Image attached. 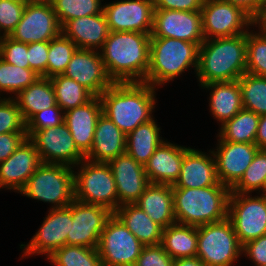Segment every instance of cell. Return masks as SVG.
Instances as JSON below:
<instances>
[{"label": "cell", "instance_id": "1", "mask_svg": "<svg viewBox=\"0 0 266 266\" xmlns=\"http://www.w3.org/2000/svg\"><path fill=\"white\" fill-rule=\"evenodd\" d=\"M150 38L141 32H109L99 51L113 82H144L149 68Z\"/></svg>", "mask_w": 266, "mask_h": 266}, {"label": "cell", "instance_id": "2", "mask_svg": "<svg viewBox=\"0 0 266 266\" xmlns=\"http://www.w3.org/2000/svg\"><path fill=\"white\" fill-rule=\"evenodd\" d=\"M155 90L145 82H114L99 96L103 114L127 135L153 119Z\"/></svg>", "mask_w": 266, "mask_h": 266}, {"label": "cell", "instance_id": "3", "mask_svg": "<svg viewBox=\"0 0 266 266\" xmlns=\"http://www.w3.org/2000/svg\"><path fill=\"white\" fill-rule=\"evenodd\" d=\"M246 52V33L204 40L196 72L200 85L238 80L246 73Z\"/></svg>", "mask_w": 266, "mask_h": 266}, {"label": "cell", "instance_id": "4", "mask_svg": "<svg viewBox=\"0 0 266 266\" xmlns=\"http://www.w3.org/2000/svg\"><path fill=\"white\" fill-rule=\"evenodd\" d=\"M177 223L194 227L223 221L228 215L231 189L224 185L172 188Z\"/></svg>", "mask_w": 266, "mask_h": 266}, {"label": "cell", "instance_id": "5", "mask_svg": "<svg viewBox=\"0 0 266 266\" xmlns=\"http://www.w3.org/2000/svg\"><path fill=\"white\" fill-rule=\"evenodd\" d=\"M199 45L174 38H150L149 68L145 83L157 87L173 81L189 67H198Z\"/></svg>", "mask_w": 266, "mask_h": 266}, {"label": "cell", "instance_id": "6", "mask_svg": "<svg viewBox=\"0 0 266 266\" xmlns=\"http://www.w3.org/2000/svg\"><path fill=\"white\" fill-rule=\"evenodd\" d=\"M18 193L51 203V209L66 207L74 200V168L42 163Z\"/></svg>", "mask_w": 266, "mask_h": 266}, {"label": "cell", "instance_id": "7", "mask_svg": "<svg viewBox=\"0 0 266 266\" xmlns=\"http://www.w3.org/2000/svg\"><path fill=\"white\" fill-rule=\"evenodd\" d=\"M76 166L78 171H74V199L103 206L114 213L119 203L116 183L108 163L84 159Z\"/></svg>", "mask_w": 266, "mask_h": 266}, {"label": "cell", "instance_id": "8", "mask_svg": "<svg viewBox=\"0 0 266 266\" xmlns=\"http://www.w3.org/2000/svg\"><path fill=\"white\" fill-rule=\"evenodd\" d=\"M197 234L196 256L206 266H232L242 255V245L228 218L198 226Z\"/></svg>", "mask_w": 266, "mask_h": 266}, {"label": "cell", "instance_id": "9", "mask_svg": "<svg viewBox=\"0 0 266 266\" xmlns=\"http://www.w3.org/2000/svg\"><path fill=\"white\" fill-rule=\"evenodd\" d=\"M144 246L113 213L100 235L97 250L102 266H134Z\"/></svg>", "mask_w": 266, "mask_h": 266}, {"label": "cell", "instance_id": "10", "mask_svg": "<svg viewBox=\"0 0 266 266\" xmlns=\"http://www.w3.org/2000/svg\"><path fill=\"white\" fill-rule=\"evenodd\" d=\"M230 193L227 218L241 245L266 234V194Z\"/></svg>", "mask_w": 266, "mask_h": 266}, {"label": "cell", "instance_id": "11", "mask_svg": "<svg viewBox=\"0 0 266 266\" xmlns=\"http://www.w3.org/2000/svg\"><path fill=\"white\" fill-rule=\"evenodd\" d=\"M201 17L204 40L245 34L253 26L247 13L223 0H204Z\"/></svg>", "mask_w": 266, "mask_h": 266}, {"label": "cell", "instance_id": "12", "mask_svg": "<svg viewBox=\"0 0 266 266\" xmlns=\"http://www.w3.org/2000/svg\"><path fill=\"white\" fill-rule=\"evenodd\" d=\"M40 160L45 164H63L76 167L85 156L75 146L72 134L65 122L52 128L26 130Z\"/></svg>", "mask_w": 266, "mask_h": 266}, {"label": "cell", "instance_id": "13", "mask_svg": "<svg viewBox=\"0 0 266 266\" xmlns=\"http://www.w3.org/2000/svg\"><path fill=\"white\" fill-rule=\"evenodd\" d=\"M72 224V203L66 207L50 209L40 229L28 244H21L23 257L46 255L49 257L55 250L67 245V236ZM23 246V247H22Z\"/></svg>", "mask_w": 266, "mask_h": 266}, {"label": "cell", "instance_id": "14", "mask_svg": "<svg viewBox=\"0 0 266 266\" xmlns=\"http://www.w3.org/2000/svg\"><path fill=\"white\" fill-rule=\"evenodd\" d=\"M153 0H120L103 5L110 32L130 31L151 35Z\"/></svg>", "mask_w": 266, "mask_h": 266}, {"label": "cell", "instance_id": "15", "mask_svg": "<svg viewBox=\"0 0 266 266\" xmlns=\"http://www.w3.org/2000/svg\"><path fill=\"white\" fill-rule=\"evenodd\" d=\"M113 212L94 204L78 200L72 202V224L67 245L97 248L100 235Z\"/></svg>", "mask_w": 266, "mask_h": 266}, {"label": "cell", "instance_id": "16", "mask_svg": "<svg viewBox=\"0 0 266 266\" xmlns=\"http://www.w3.org/2000/svg\"><path fill=\"white\" fill-rule=\"evenodd\" d=\"M151 37L180 39L200 46L204 41L201 11L155 9Z\"/></svg>", "mask_w": 266, "mask_h": 266}, {"label": "cell", "instance_id": "17", "mask_svg": "<svg viewBox=\"0 0 266 266\" xmlns=\"http://www.w3.org/2000/svg\"><path fill=\"white\" fill-rule=\"evenodd\" d=\"M61 34V25L52 4L26 5L10 37L22 43L49 42Z\"/></svg>", "mask_w": 266, "mask_h": 266}, {"label": "cell", "instance_id": "18", "mask_svg": "<svg viewBox=\"0 0 266 266\" xmlns=\"http://www.w3.org/2000/svg\"><path fill=\"white\" fill-rule=\"evenodd\" d=\"M63 75L84 86L94 96H100L114 83L107 74L100 51L94 49H77Z\"/></svg>", "mask_w": 266, "mask_h": 266}, {"label": "cell", "instance_id": "19", "mask_svg": "<svg viewBox=\"0 0 266 266\" xmlns=\"http://www.w3.org/2000/svg\"><path fill=\"white\" fill-rule=\"evenodd\" d=\"M258 150L252 143L228 142L219 138L216 151H212L219 182L231 189L242 178Z\"/></svg>", "mask_w": 266, "mask_h": 266}, {"label": "cell", "instance_id": "20", "mask_svg": "<svg viewBox=\"0 0 266 266\" xmlns=\"http://www.w3.org/2000/svg\"><path fill=\"white\" fill-rule=\"evenodd\" d=\"M116 183L119 207L134 204L150 184L144 166L126 152L108 162Z\"/></svg>", "mask_w": 266, "mask_h": 266}, {"label": "cell", "instance_id": "21", "mask_svg": "<svg viewBox=\"0 0 266 266\" xmlns=\"http://www.w3.org/2000/svg\"><path fill=\"white\" fill-rule=\"evenodd\" d=\"M41 164L35 145L27 137L8 159L0 162V189L19 192Z\"/></svg>", "mask_w": 266, "mask_h": 266}, {"label": "cell", "instance_id": "22", "mask_svg": "<svg viewBox=\"0 0 266 266\" xmlns=\"http://www.w3.org/2000/svg\"><path fill=\"white\" fill-rule=\"evenodd\" d=\"M103 113L99 96L64 112V122L72 134L75 146L86 156L92 147L97 121Z\"/></svg>", "mask_w": 266, "mask_h": 266}, {"label": "cell", "instance_id": "23", "mask_svg": "<svg viewBox=\"0 0 266 266\" xmlns=\"http://www.w3.org/2000/svg\"><path fill=\"white\" fill-rule=\"evenodd\" d=\"M209 152L207 155L195 148H189L184 154L179 178L172 188H203L219 185L216 160L211 149Z\"/></svg>", "mask_w": 266, "mask_h": 266}, {"label": "cell", "instance_id": "24", "mask_svg": "<svg viewBox=\"0 0 266 266\" xmlns=\"http://www.w3.org/2000/svg\"><path fill=\"white\" fill-rule=\"evenodd\" d=\"M189 148L167 140L160 144L144 166L149 182L174 185L180 175L184 154Z\"/></svg>", "mask_w": 266, "mask_h": 266}, {"label": "cell", "instance_id": "25", "mask_svg": "<svg viewBox=\"0 0 266 266\" xmlns=\"http://www.w3.org/2000/svg\"><path fill=\"white\" fill-rule=\"evenodd\" d=\"M109 32L103 11L97 15L69 20L61 27V33L72 40L78 49H101Z\"/></svg>", "mask_w": 266, "mask_h": 266}, {"label": "cell", "instance_id": "26", "mask_svg": "<svg viewBox=\"0 0 266 266\" xmlns=\"http://www.w3.org/2000/svg\"><path fill=\"white\" fill-rule=\"evenodd\" d=\"M126 152V135L103 113L94 133V140L86 160L108 163Z\"/></svg>", "mask_w": 266, "mask_h": 266}, {"label": "cell", "instance_id": "27", "mask_svg": "<svg viewBox=\"0 0 266 266\" xmlns=\"http://www.w3.org/2000/svg\"><path fill=\"white\" fill-rule=\"evenodd\" d=\"M135 204L163 229L177 223L172 185L150 183Z\"/></svg>", "mask_w": 266, "mask_h": 266}, {"label": "cell", "instance_id": "28", "mask_svg": "<svg viewBox=\"0 0 266 266\" xmlns=\"http://www.w3.org/2000/svg\"><path fill=\"white\" fill-rule=\"evenodd\" d=\"M204 89H211L209 97L210 112L221 123V126L232 119L243 109L241 90L238 80L211 82L201 85Z\"/></svg>", "mask_w": 266, "mask_h": 266}, {"label": "cell", "instance_id": "29", "mask_svg": "<svg viewBox=\"0 0 266 266\" xmlns=\"http://www.w3.org/2000/svg\"><path fill=\"white\" fill-rule=\"evenodd\" d=\"M114 214L143 245L149 246L161 244L163 228L156 224L135 203L120 206Z\"/></svg>", "mask_w": 266, "mask_h": 266}, {"label": "cell", "instance_id": "30", "mask_svg": "<svg viewBox=\"0 0 266 266\" xmlns=\"http://www.w3.org/2000/svg\"><path fill=\"white\" fill-rule=\"evenodd\" d=\"M25 123L36 113L56 106V97L50 78L39 77L13 98Z\"/></svg>", "mask_w": 266, "mask_h": 266}, {"label": "cell", "instance_id": "31", "mask_svg": "<svg viewBox=\"0 0 266 266\" xmlns=\"http://www.w3.org/2000/svg\"><path fill=\"white\" fill-rule=\"evenodd\" d=\"M160 130L154 118L140 124L126 135V153L145 166L156 148L165 141L160 136Z\"/></svg>", "mask_w": 266, "mask_h": 266}, {"label": "cell", "instance_id": "32", "mask_svg": "<svg viewBox=\"0 0 266 266\" xmlns=\"http://www.w3.org/2000/svg\"><path fill=\"white\" fill-rule=\"evenodd\" d=\"M197 227L175 223L163 229L161 245L175 260L197 255Z\"/></svg>", "mask_w": 266, "mask_h": 266}, {"label": "cell", "instance_id": "33", "mask_svg": "<svg viewBox=\"0 0 266 266\" xmlns=\"http://www.w3.org/2000/svg\"><path fill=\"white\" fill-rule=\"evenodd\" d=\"M259 119L258 114L243 108L221 126L218 138L228 142L255 144Z\"/></svg>", "mask_w": 266, "mask_h": 266}, {"label": "cell", "instance_id": "34", "mask_svg": "<svg viewBox=\"0 0 266 266\" xmlns=\"http://www.w3.org/2000/svg\"><path fill=\"white\" fill-rule=\"evenodd\" d=\"M57 105L66 112L90 101L94 95L84 86L63 74L50 78Z\"/></svg>", "mask_w": 266, "mask_h": 266}, {"label": "cell", "instance_id": "35", "mask_svg": "<svg viewBox=\"0 0 266 266\" xmlns=\"http://www.w3.org/2000/svg\"><path fill=\"white\" fill-rule=\"evenodd\" d=\"M243 108L259 116L266 114V77L244 73L238 79Z\"/></svg>", "mask_w": 266, "mask_h": 266}, {"label": "cell", "instance_id": "36", "mask_svg": "<svg viewBox=\"0 0 266 266\" xmlns=\"http://www.w3.org/2000/svg\"><path fill=\"white\" fill-rule=\"evenodd\" d=\"M54 266H102L97 248L64 245L47 257Z\"/></svg>", "mask_w": 266, "mask_h": 266}, {"label": "cell", "instance_id": "37", "mask_svg": "<svg viewBox=\"0 0 266 266\" xmlns=\"http://www.w3.org/2000/svg\"><path fill=\"white\" fill-rule=\"evenodd\" d=\"M254 191L266 194V149L258 150L250 166L231 188L230 193L250 194Z\"/></svg>", "mask_w": 266, "mask_h": 266}, {"label": "cell", "instance_id": "38", "mask_svg": "<svg viewBox=\"0 0 266 266\" xmlns=\"http://www.w3.org/2000/svg\"><path fill=\"white\" fill-rule=\"evenodd\" d=\"M39 77L33 70L14 66L0 57V93H12L16 96Z\"/></svg>", "mask_w": 266, "mask_h": 266}, {"label": "cell", "instance_id": "39", "mask_svg": "<svg viewBox=\"0 0 266 266\" xmlns=\"http://www.w3.org/2000/svg\"><path fill=\"white\" fill-rule=\"evenodd\" d=\"M259 30L246 33V73L266 77V31Z\"/></svg>", "mask_w": 266, "mask_h": 266}, {"label": "cell", "instance_id": "40", "mask_svg": "<svg viewBox=\"0 0 266 266\" xmlns=\"http://www.w3.org/2000/svg\"><path fill=\"white\" fill-rule=\"evenodd\" d=\"M77 49L75 43L62 33L49 41L47 78L63 74Z\"/></svg>", "mask_w": 266, "mask_h": 266}, {"label": "cell", "instance_id": "41", "mask_svg": "<svg viewBox=\"0 0 266 266\" xmlns=\"http://www.w3.org/2000/svg\"><path fill=\"white\" fill-rule=\"evenodd\" d=\"M101 4V0H52L61 27L69 20L101 13Z\"/></svg>", "mask_w": 266, "mask_h": 266}, {"label": "cell", "instance_id": "42", "mask_svg": "<svg viewBox=\"0 0 266 266\" xmlns=\"http://www.w3.org/2000/svg\"><path fill=\"white\" fill-rule=\"evenodd\" d=\"M13 97H0V134L26 133V123Z\"/></svg>", "mask_w": 266, "mask_h": 266}, {"label": "cell", "instance_id": "43", "mask_svg": "<svg viewBox=\"0 0 266 266\" xmlns=\"http://www.w3.org/2000/svg\"><path fill=\"white\" fill-rule=\"evenodd\" d=\"M25 7L22 0H0V37L10 36L15 30Z\"/></svg>", "mask_w": 266, "mask_h": 266}, {"label": "cell", "instance_id": "44", "mask_svg": "<svg viewBox=\"0 0 266 266\" xmlns=\"http://www.w3.org/2000/svg\"><path fill=\"white\" fill-rule=\"evenodd\" d=\"M0 57L14 66L29 68L28 44L16 41L10 36L0 37Z\"/></svg>", "mask_w": 266, "mask_h": 266}, {"label": "cell", "instance_id": "45", "mask_svg": "<svg viewBox=\"0 0 266 266\" xmlns=\"http://www.w3.org/2000/svg\"><path fill=\"white\" fill-rule=\"evenodd\" d=\"M64 122V112L58 106H53L34 114L26 122V130H41L52 128Z\"/></svg>", "mask_w": 266, "mask_h": 266}, {"label": "cell", "instance_id": "46", "mask_svg": "<svg viewBox=\"0 0 266 266\" xmlns=\"http://www.w3.org/2000/svg\"><path fill=\"white\" fill-rule=\"evenodd\" d=\"M174 259L161 244L144 246L134 266H173Z\"/></svg>", "mask_w": 266, "mask_h": 266}, {"label": "cell", "instance_id": "47", "mask_svg": "<svg viewBox=\"0 0 266 266\" xmlns=\"http://www.w3.org/2000/svg\"><path fill=\"white\" fill-rule=\"evenodd\" d=\"M49 42H33L28 44L29 69L40 77L47 78Z\"/></svg>", "mask_w": 266, "mask_h": 266}, {"label": "cell", "instance_id": "48", "mask_svg": "<svg viewBox=\"0 0 266 266\" xmlns=\"http://www.w3.org/2000/svg\"><path fill=\"white\" fill-rule=\"evenodd\" d=\"M242 254L250 258L255 266L266 265V234L242 245Z\"/></svg>", "mask_w": 266, "mask_h": 266}, {"label": "cell", "instance_id": "49", "mask_svg": "<svg viewBox=\"0 0 266 266\" xmlns=\"http://www.w3.org/2000/svg\"><path fill=\"white\" fill-rule=\"evenodd\" d=\"M26 138V133L0 134V162L8 159Z\"/></svg>", "mask_w": 266, "mask_h": 266}, {"label": "cell", "instance_id": "50", "mask_svg": "<svg viewBox=\"0 0 266 266\" xmlns=\"http://www.w3.org/2000/svg\"><path fill=\"white\" fill-rule=\"evenodd\" d=\"M155 9L201 11L204 0H153Z\"/></svg>", "mask_w": 266, "mask_h": 266}, {"label": "cell", "instance_id": "51", "mask_svg": "<svg viewBox=\"0 0 266 266\" xmlns=\"http://www.w3.org/2000/svg\"><path fill=\"white\" fill-rule=\"evenodd\" d=\"M231 3L237 7H240L245 13H247L253 20L259 14L264 0H223Z\"/></svg>", "mask_w": 266, "mask_h": 266}, {"label": "cell", "instance_id": "52", "mask_svg": "<svg viewBox=\"0 0 266 266\" xmlns=\"http://www.w3.org/2000/svg\"><path fill=\"white\" fill-rule=\"evenodd\" d=\"M255 145L259 149H266V114L260 116Z\"/></svg>", "mask_w": 266, "mask_h": 266}, {"label": "cell", "instance_id": "53", "mask_svg": "<svg viewBox=\"0 0 266 266\" xmlns=\"http://www.w3.org/2000/svg\"><path fill=\"white\" fill-rule=\"evenodd\" d=\"M173 266H206L197 256L179 258L173 261Z\"/></svg>", "mask_w": 266, "mask_h": 266}, {"label": "cell", "instance_id": "54", "mask_svg": "<svg viewBox=\"0 0 266 266\" xmlns=\"http://www.w3.org/2000/svg\"><path fill=\"white\" fill-rule=\"evenodd\" d=\"M254 26L258 27V29H261V30L266 29V0H264L263 6L259 14L253 20V27Z\"/></svg>", "mask_w": 266, "mask_h": 266}, {"label": "cell", "instance_id": "55", "mask_svg": "<svg viewBox=\"0 0 266 266\" xmlns=\"http://www.w3.org/2000/svg\"><path fill=\"white\" fill-rule=\"evenodd\" d=\"M26 5L52 4V0H22Z\"/></svg>", "mask_w": 266, "mask_h": 266}]
</instances>
